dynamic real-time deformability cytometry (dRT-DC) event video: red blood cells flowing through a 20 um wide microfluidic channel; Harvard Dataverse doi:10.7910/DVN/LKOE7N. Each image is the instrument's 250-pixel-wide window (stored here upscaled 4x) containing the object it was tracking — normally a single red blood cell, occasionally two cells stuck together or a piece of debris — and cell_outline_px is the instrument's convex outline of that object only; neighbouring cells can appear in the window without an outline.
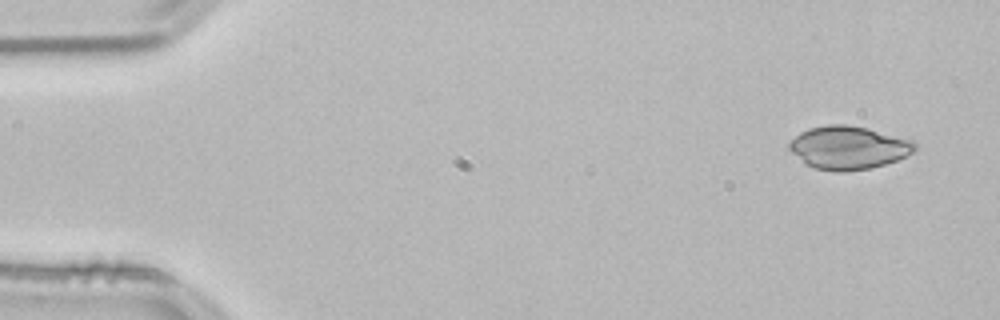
{"species": "common noctule bat (a hibernating species)", "species_latin": "Nyctalus noctula", "temperature_condition": "room temperature", "stored_images_in_passage": 12, "camera_frame_rate_fps": 3000, "um_per_image_px": 0.085, "animal": {"sex": "male", "body_mass_g": 21.5, "forearm_length_mm": 52.0}, "frame": {"image": 1, "passage_image": 1, "time_ms": 0.0, "image_size_px": [1000, 320], "cell_outline_px": [[916, 148], [912, 152], [896, 160], [872, 168], [844, 172], [832, 172], [812, 168], [792, 152], [788, 148], [788, 140], [800, 132], [808, 128], [828, 124], [844, 124], [868, 128], [912, 140], [916, 144]], "centroid_in_image_um": [72.07, 12.55], "position_along_channel_um": 12.9, "area_um2": 31.73}}
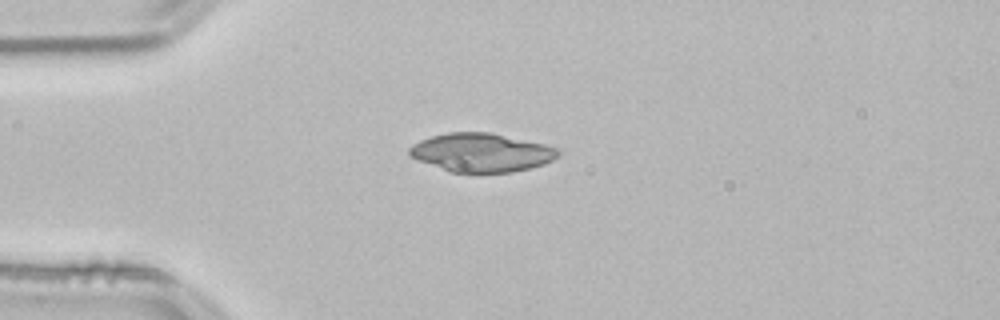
{"frame": {"image": 2, "passage_image": 11, "time_ms": 3.333, "image_size_px": [1000, 320], "cell_outline_px": [[560, 156], [544, 164], [532, 168], [512, 172], [448, 172], [416, 160], [408, 156], [408, 148], [412, 144], [420, 140], [432, 136], [448, 132], [492, 132], [544, 144], [560, 148]], "centroid_in_image_um": [40.9, 12.97], "position_along_channel_um": 44.1, "area_um2": 33.93}}